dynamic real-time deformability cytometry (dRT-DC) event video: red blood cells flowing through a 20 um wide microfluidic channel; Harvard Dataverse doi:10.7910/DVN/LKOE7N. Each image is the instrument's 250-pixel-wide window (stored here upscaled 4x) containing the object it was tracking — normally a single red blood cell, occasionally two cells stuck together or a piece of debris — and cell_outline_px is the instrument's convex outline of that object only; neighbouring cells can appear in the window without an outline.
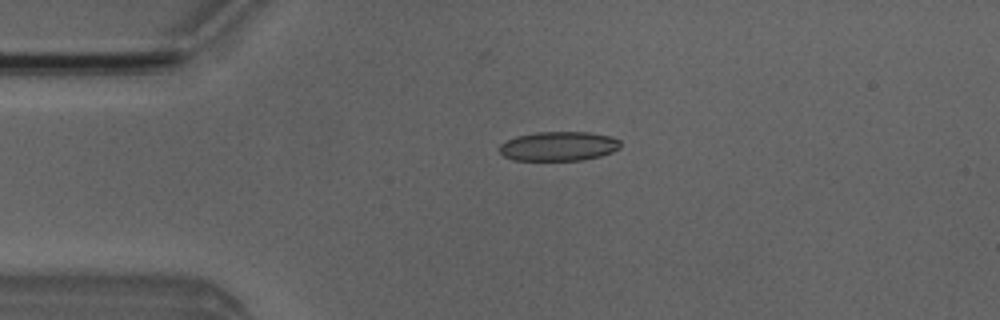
{"species": "Egyptian fruit bat (a non-hibernating species)", "species_latin": "Rousettus aegyptiacus", "temperature_condition": "room temperature", "stored_images_in_passage": 2, "camera_frame_rate_fps": 3000, "um_per_image_px": 0.085, "animal": {"sex": "male"}, "frame": {"image": 1, "passage_image": 1, "time_ms": 0.0, "image_size_px": [1000, 320], "cell_outline_px": [[620, 148], [612, 152], [600, 156], [584, 160], [512, 160], [504, 156], [496, 148], [500, 144], [516, 136], [536, 132], [588, 132], [612, 136], [620, 140]], "centroid_in_image_um": [47.48, 12.43], "position_along_channel_um": 37.5, "area_um2": 20.87}}